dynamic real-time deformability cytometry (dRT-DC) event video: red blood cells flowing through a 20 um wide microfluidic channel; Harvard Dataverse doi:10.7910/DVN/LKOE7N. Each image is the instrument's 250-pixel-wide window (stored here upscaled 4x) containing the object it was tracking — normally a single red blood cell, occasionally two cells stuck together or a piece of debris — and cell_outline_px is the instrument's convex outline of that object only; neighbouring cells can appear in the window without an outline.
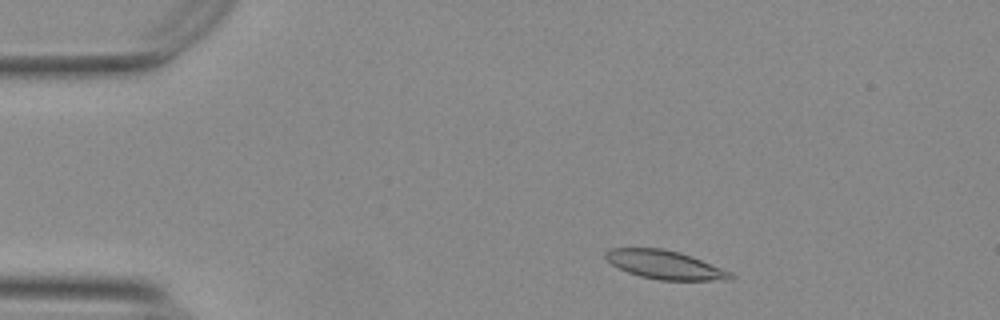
{"species": "Egyptian fruit bat (a non-hibernating species)", "species_latin": "Rousettus aegyptiacus", "temperature_condition": "warm", "stored_images_in_passage": 50, "camera_frame_rate_fps": 3000, "um_per_image_px": 0.085, "animal": {"sex": "female"}, "frame": {"image": 1, "passage_image": 5, "time_ms": 1.333, "image_size_px": [1000, 320], "cell_outline_px": [[736, 276], [732, 280], [660, 280], [640, 276], [628, 272], [612, 264], [604, 256], [604, 252], [608, 248], [660, 248], [680, 252], [692, 256], [732, 272]], "centroid_in_image_um": [56.55, 22.5], "position_along_channel_um": 28.5, "area_um2": 20.87}}
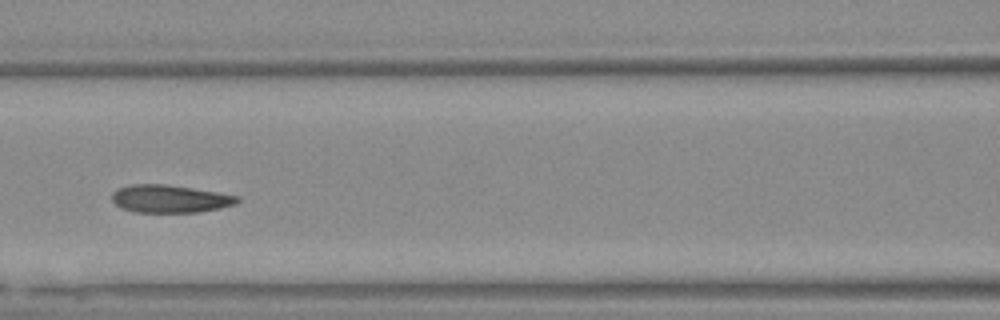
{"frame": {"image": 2, "passage_image": 20, "time_ms": 6.333, "image_size_px": [1000, 320], "cell_outline_px": [[240, 200], [236, 204], [220, 208], [196, 212], [136, 212], [120, 208], [112, 200], [112, 192], [116, 188], [132, 184], [164, 184], [192, 188], [240, 196]], "centroid_in_image_um": [14.42, 16.89], "position_along_channel_um": 152.2, "area_um2": 20.29}}
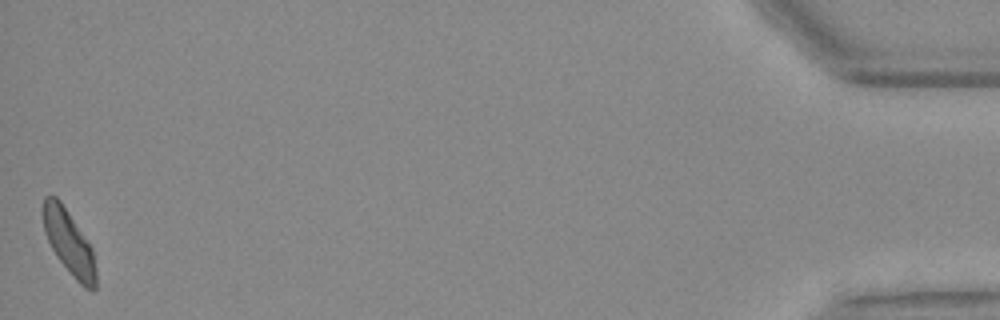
{"frame": {"image": 3, "passage_image": 50, "time_ms": 16.333, "image_size_px": [1000, 320], "cell_outline_px": [[96, 288], [92, 292], [84, 288], [72, 276], [56, 256], [44, 232], [44, 196], [56, 196], [60, 200], [92, 248], [96, 268]], "centroid_in_image_um": [5.89, 20.67], "position_along_channel_um": 429.3, "area_um2": 19.54}, "authors_computed_cell_mechanics": {"area_um2": 20.8369, "velocity_mm_per_s": 3.7329, "shape_relaxation_time_tau1_ms": 4.7055, "shape_relaxation_time_tau2_ms": 1.828, "deformation_change_tau1": 0.1367, "deformation_change_tau2": 0.0909}}